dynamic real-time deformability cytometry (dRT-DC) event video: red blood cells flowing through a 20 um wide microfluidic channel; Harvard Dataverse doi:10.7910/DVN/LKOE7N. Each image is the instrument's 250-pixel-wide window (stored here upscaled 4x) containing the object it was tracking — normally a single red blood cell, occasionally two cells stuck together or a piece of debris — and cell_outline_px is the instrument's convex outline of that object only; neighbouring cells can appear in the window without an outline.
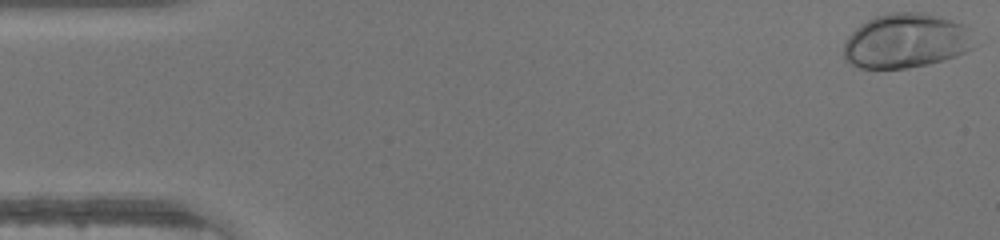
{"species": "human", "species_latin": "Homo sapiens", "temperature_condition": "warm", "stored_images_in_passage": 46, "camera_frame_rate_fps": 3000, "um_per_image_px": 0.085, "donor": {"sex": "male"}, "frame": {"image": 1, "passage_image": 1, "time_ms": 0.0, "image_size_px": [1000, 240], "cell_outline_px": [[972, 48], [956, 56], [928, 64], [908, 68], [856, 68], [844, 60], [844, 44], [848, 36], [860, 24], [876, 16], [892, 12], [920, 12], [940, 16], [964, 24]], "centroid_in_image_um": [76.93, 3.48], "position_along_channel_um": 8.1, "area_um2": 41.1}}
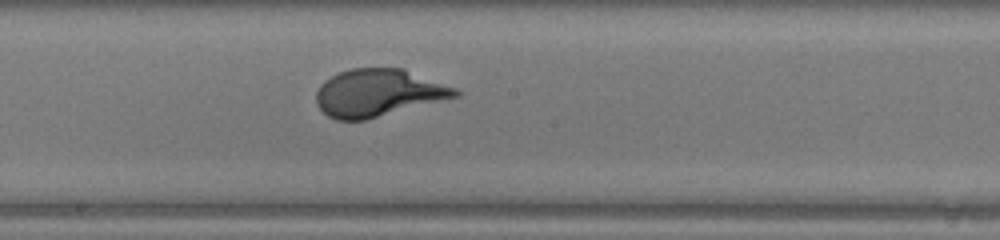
{"frame": {"image": 2, "passage_image": 25, "time_ms": 8.0, "image_size_px": [1000, 240], "cell_outline_px": [[460, 96], [364, 120], [336, 120], [328, 116], [316, 104], [316, 92], [320, 84], [324, 80], [340, 72], [352, 68], [404, 68], [456, 88], [460, 92]], "centroid_in_image_um": [32.15, 7.89], "position_along_channel_um": 216.1, "area_um2": 38.32}}
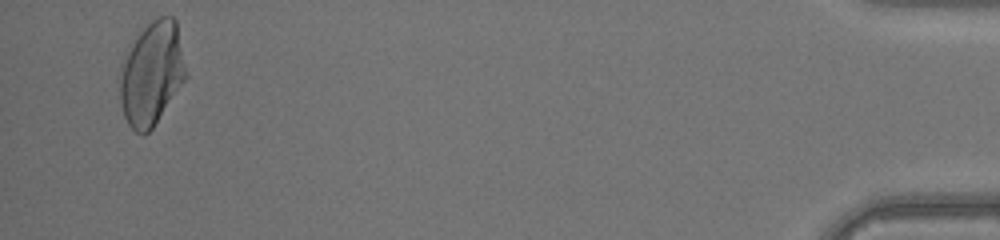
{"frame": {"image": 3, "passage_image": 45, "time_ms": 14.667, "image_size_px": [1000, 240], "cell_outline_px": [[188, 76], [152, 128], [144, 136], [136, 132], [128, 124], [124, 116], [120, 100], [120, 80], [124, 52], [140, 32], [152, 20], [160, 16], [172, 16], [176, 20], [188, 72]], "centroid_in_image_um": [12.91, 6.24], "position_along_channel_um": 422.3, "area_um2": 39.94}}